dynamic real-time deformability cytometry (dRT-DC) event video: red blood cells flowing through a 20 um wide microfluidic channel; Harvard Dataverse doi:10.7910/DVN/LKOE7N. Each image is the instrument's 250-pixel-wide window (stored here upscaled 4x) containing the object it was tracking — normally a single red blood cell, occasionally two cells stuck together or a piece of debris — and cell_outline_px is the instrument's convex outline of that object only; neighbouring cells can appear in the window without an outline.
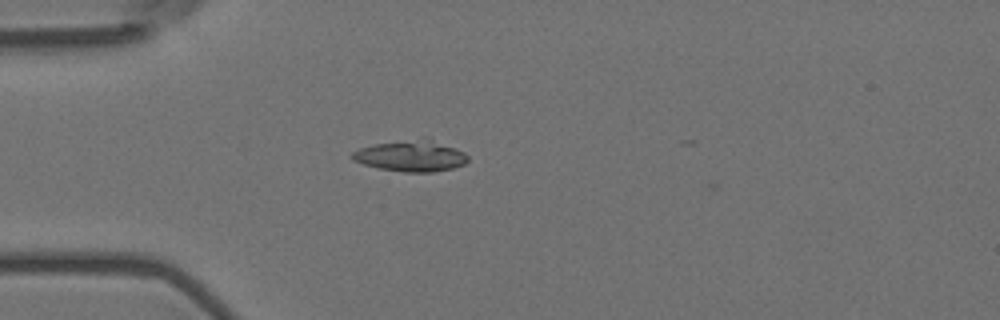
{"species": "Egyptian fruit bat (a non-hibernating species)", "species_latin": "Rousettus aegyptiacus", "temperature_condition": "room temperature", "stored_images_in_passage": 5, "camera_frame_rate_fps": 3000, "um_per_image_px": 0.085, "animal": {"sex": "female"}, "frame": {"image": 1, "passage_image": 1, "time_ms": 0.0, "image_size_px": [1000, 320], "cell_outline_px": [[468, 160], [464, 164], [452, 168], [432, 172], [404, 172], [380, 168], [364, 164], [352, 160], [352, 152], [360, 148], [376, 144], [428, 140], [432, 140], [456, 148], [464, 152], [468, 156]], "centroid_in_image_um": [34.95, 13.29], "position_along_channel_um": 50.0, "area_um2": 20.11}}
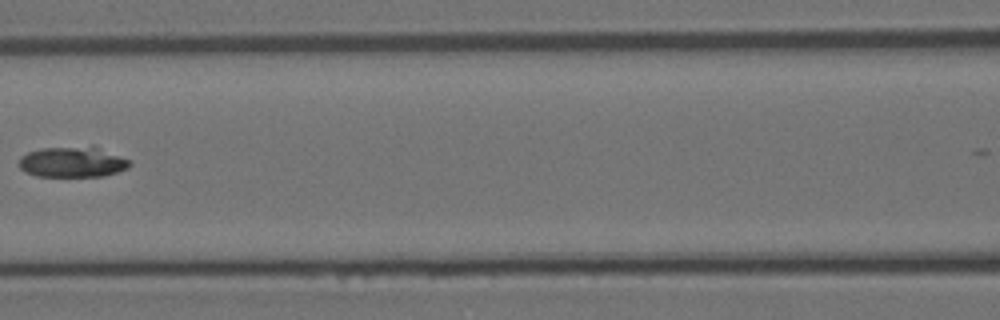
{"frame": {"image": 2, "passage_image": 4, "time_ms": 1.0, "image_size_px": [1000, 320], "cell_outline_px": [[132, 164], [128, 168], [104, 176], [36, 176], [24, 172], [20, 168], [20, 156], [28, 152], [40, 148], [92, 144], [132, 160]], "centroid_in_image_um": [6.21, 13.73], "position_along_channel_um": 160.4, "area_um2": 20.4}}
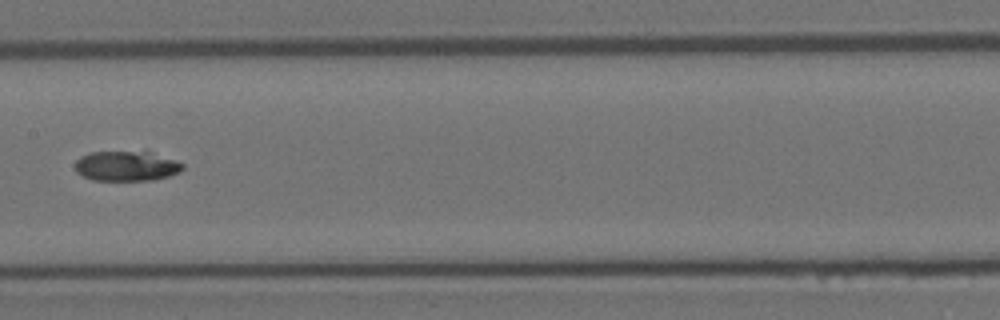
{"frame": {"image": 3, "passage_image": 5, "time_ms": 1.333, "image_size_px": [1000, 320], "cell_outline_px": [[184, 168], [180, 172], [168, 176], [152, 180], [92, 180], [76, 172], [76, 160], [80, 156], [88, 152], [144, 148], [176, 160], [184, 164]], "centroid_in_image_um": [10.78, 14.04], "position_along_channel_um": 196.6, "area_um2": 19.83}}